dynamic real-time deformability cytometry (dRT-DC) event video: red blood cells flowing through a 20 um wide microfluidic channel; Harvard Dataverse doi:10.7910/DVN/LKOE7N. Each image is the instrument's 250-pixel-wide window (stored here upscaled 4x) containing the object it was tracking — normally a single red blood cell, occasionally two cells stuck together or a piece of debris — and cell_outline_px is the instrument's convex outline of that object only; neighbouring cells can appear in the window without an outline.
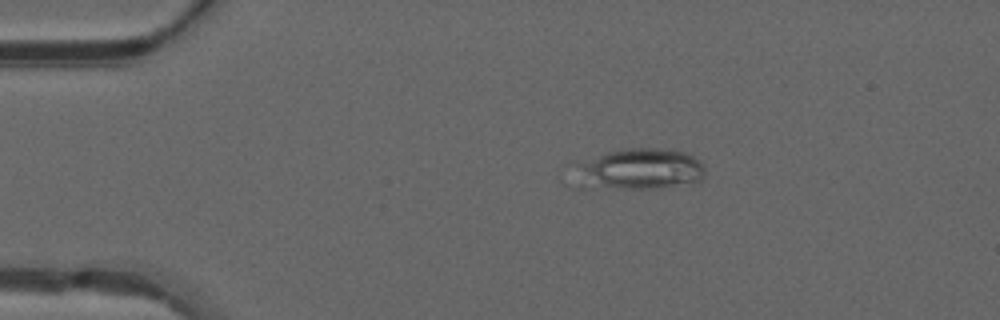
{"species": "common noctule bat (a hibernating species)", "species_latin": "Nyctalus noctula", "temperature_condition": "warm", "stored_images_in_passage": 16, "camera_frame_rate_fps": 3000, "um_per_image_px": 0.085, "animal": {"sex": "male", "forearm_length_mm": 52.5}, "frame": {"image": 1, "passage_image": 10, "time_ms": 3.0, "image_size_px": [1000, 320], "cell_outline_px": [[704, 176], [700, 180], [692, 184], [660, 188], [576, 188], [576, 160], [608, 152], [628, 148], [656, 148], [684, 152], [700, 160], [704, 164]], "centroid_in_image_um": [54.28, 14.39], "position_along_channel_um": 30.7, "area_um2": 32.02}}